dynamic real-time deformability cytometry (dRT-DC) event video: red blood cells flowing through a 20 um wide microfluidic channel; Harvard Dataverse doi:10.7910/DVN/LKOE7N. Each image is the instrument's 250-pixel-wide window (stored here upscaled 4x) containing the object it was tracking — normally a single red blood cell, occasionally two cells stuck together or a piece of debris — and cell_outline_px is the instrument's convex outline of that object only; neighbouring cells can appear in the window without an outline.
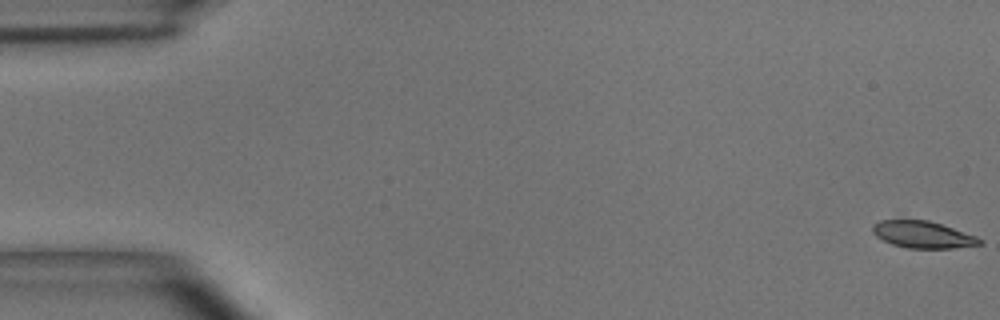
{"species": "common noctule bat (a hibernating species)", "species_latin": "Nyctalus noctula", "temperature_condition": "room temperature", "stored_images_in_passage": 20, "camera_frame_rate_fps": 3000, "um_per_image_px": 0.085, "animal": {"sex": "male", "body_mass_g": 15.6}, "frame": {"image": 1, "passage_image": 1, "time_ms": 0.0, "image_size_px": [1000, 320], "cell_outline_px": [[984, 244], [952, 248], [908, 248], [892, 244], [876, 236], [872, 232], [872, 224], [880, 220], [928, 220], [976, 236], [984, 240]], "centroid_in_image_um": [78.44, 19.94], "position_along_channel_um": 6.6, "area_um2": 16.7}}
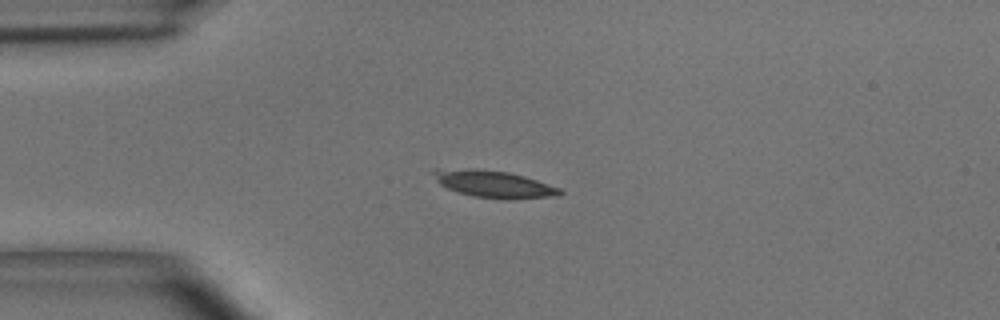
{"frame": {"image": 2, "passage_image": 14, "time_ms": 4.333, "image_size_px": [1000, 320], "cell_outline_px": [[564, 192], [552, 196], [504, 200], [472, 196], [448, 188], [440, 184], [436, 180], [432, 172], [436, 168], [468, 168], [508, 172], [524, 176], [560, 188]], "centroid_in_image_um": [41.93, 15.64], "position_along_channel_um": 43.1, "area_um2": 19.83}}
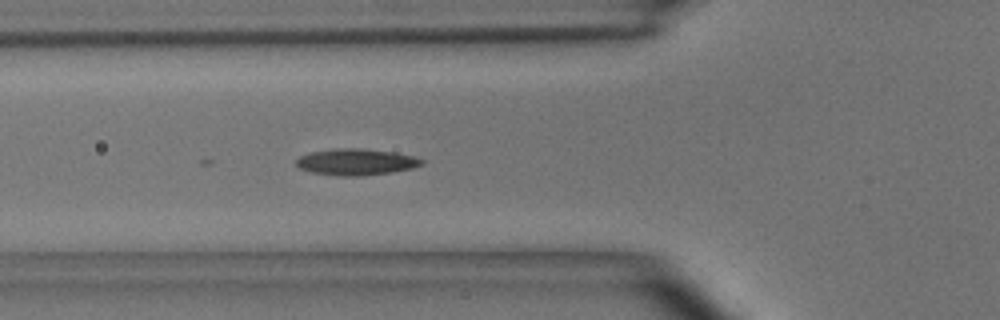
{"frame": {"image": 3, "passage_image": 20, "time_ms": 6.333, "image_size_px": [1000, 320], "cell_outline_px": [[424, 164], [412, 168], [392, 172], [360, 176], [340, 176], [312, 172], [300, 168], [296, 164], [296, 160], [300, 156], [312, 152], [336, 148], [364, 148], [392, 152], [416, 156], [424, 160]], "centroid_in_image_um": [30.31, 13.76], "position_along_channel_um": 95.5, "area_um2": 19.31}}